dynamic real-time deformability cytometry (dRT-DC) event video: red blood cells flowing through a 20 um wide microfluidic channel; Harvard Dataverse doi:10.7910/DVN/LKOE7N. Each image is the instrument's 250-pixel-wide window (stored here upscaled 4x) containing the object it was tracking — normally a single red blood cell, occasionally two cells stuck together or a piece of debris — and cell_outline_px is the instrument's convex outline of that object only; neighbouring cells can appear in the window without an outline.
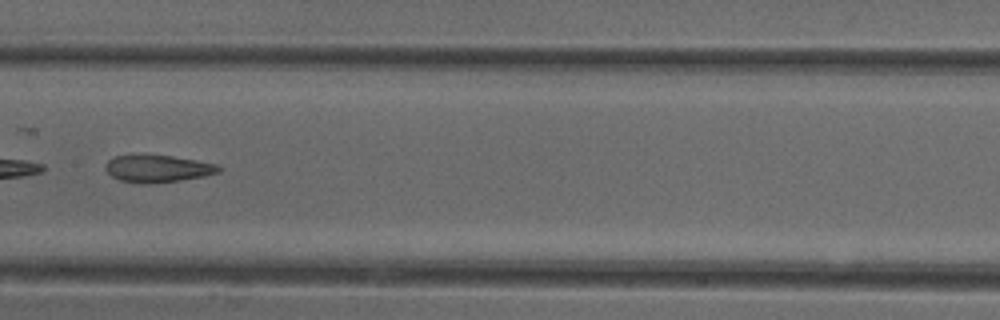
{"species": "common noctule bat (a hibernating species)", "species_latin": "Nyctalus noctula", "temperature_condition": "cold", "stored_images_in_passage": 35, "camera_frame_rate_fps": 3000, "um_per_image_px": 0.085, "animal": {"sex": "female"}, "frame": {"image": 1, "passage_image": 11, "time_ms": 3.333, "image_size_px": [1000, 320], "cell_outline_px": [[224, 168], [220, 172], [204, 176], [180, 180], [140, 184], [120, 180], [112, 176], [104, 168], [104, 164], [108, 160], [116, 156], [172, 156], [196, 160], [216, 164]], "centroid_in_image_um": [13.43, 14.34], "position_along_channel_um": 194.0, "area_um2": 17.69}}
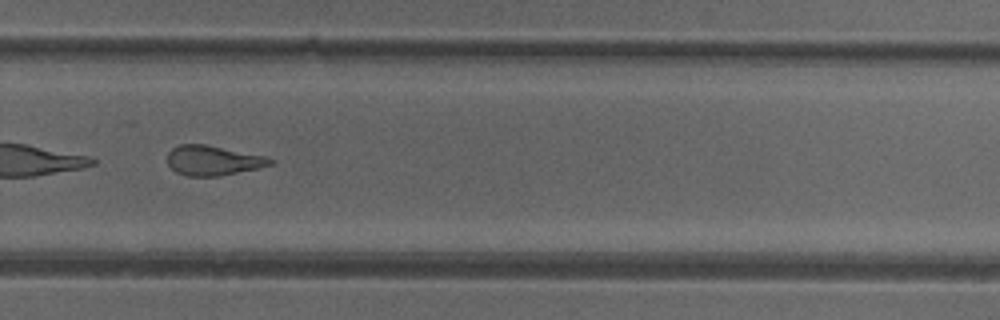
{"frame": {"image": 2, "passage_image": 20, "time_ms": 6.333, "image_size_px": [1000, 320], "cell_outline_px": [[276, 160], [272, 164], [260, 168], [220, 176], [188, 176], [176, 172], [168, 164], [168, 152], [172, 148], [180, 144], [204, 144], [268, 156]], "centroid_in_image_um": [18.15, 13.64], "position_along_channel_um": 311.6, "area_um2": 18.03}, "authors_computed_cell_mechanics": {"area_um2": 19.0162, "velocity_mm_per_s": 3.9497, "shape_relaxation_time_tau1_ms": null, "shape_relaxation_time_tau2_ms": 2.7392, "deformation_change_tau1": null, "deformation_change_tau2": 0.1195}}